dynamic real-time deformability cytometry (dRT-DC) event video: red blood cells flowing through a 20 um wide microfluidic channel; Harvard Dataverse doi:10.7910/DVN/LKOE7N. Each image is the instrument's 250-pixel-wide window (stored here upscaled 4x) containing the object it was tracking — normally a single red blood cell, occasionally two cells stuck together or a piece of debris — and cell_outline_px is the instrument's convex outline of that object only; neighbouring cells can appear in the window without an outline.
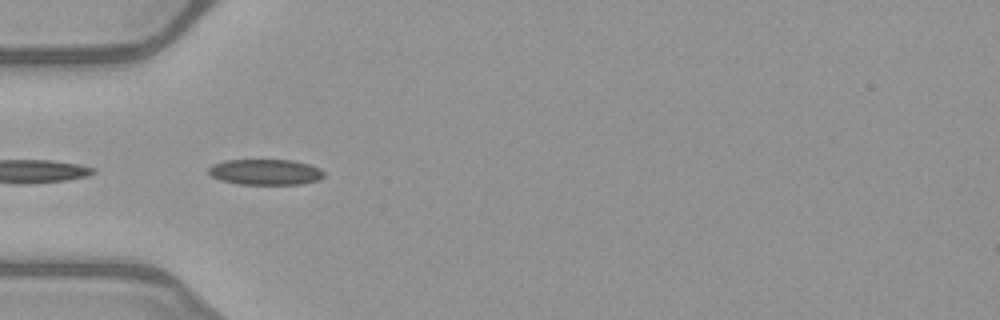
{"species": "common noctule bat (a hibernating species)", "species_latin": "Nyctalus noctula", "temperature_condition": "warm", "stored_images_in_passage": 18, "segment_of_instrument_passage": [2, 2], "camera_frame_rate_fps": 3000, "um_per_image_px": 0.085, "animal": {"sex": "female", "body_mass_g": 21.9}, "frame": {"image": 1, "passage_image": 16, "time_ms": 5.0, "image_size_px": [1000, 320], "cell_outline_px": [[324, 176], [320, 180], [300, 184], [240, 184], [220, 180], [212, 176], [208, 172], [208, 168], [212, 164], [224, 160], [292, 160], [308, 164], [320, 168], [324, 172]], "centroid_in_image_um": [22.56, 14.62], "position_along_channel_um": 62.4, "area_um2": 17.34}}